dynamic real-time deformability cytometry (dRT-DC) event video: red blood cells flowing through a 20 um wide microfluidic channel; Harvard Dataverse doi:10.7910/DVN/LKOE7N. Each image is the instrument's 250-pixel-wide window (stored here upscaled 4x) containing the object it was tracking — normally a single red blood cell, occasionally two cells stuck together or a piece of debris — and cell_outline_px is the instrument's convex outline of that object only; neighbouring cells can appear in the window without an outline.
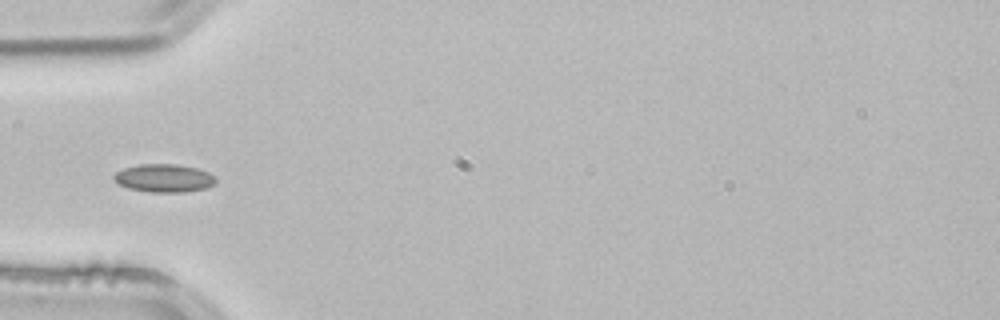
{"species": "common noctule bat (a hibernating species)", "species_latin": "Nyctalus noctula", "temperature_condition": "room temperature", "stored_images_in_passage": 3, "camera_frame_rate_fps": 3000, "um_per_image_px": 0.085, "animal": {"sex": "male", "body_mass_g": 21.5, "forearm_length_mm": 52.0}, "frame": {"image": 1, "passage_image": 3, "time_ms": 0.667, "image_size_px": [1000, 320], "cell_outline_px": [[216, 184], [204, 188], [184, 192], [152, 192], [128, 188], [112, 180], [112, 176], [116, 172], [124, 168], [140, 164], [176, 164], [196, 168], [208, 172], [216, 176]], "centroid_in_image_um": [13.94, 15.14], "position_along_channel_um": 71.1, "area_um2": 16.7}}